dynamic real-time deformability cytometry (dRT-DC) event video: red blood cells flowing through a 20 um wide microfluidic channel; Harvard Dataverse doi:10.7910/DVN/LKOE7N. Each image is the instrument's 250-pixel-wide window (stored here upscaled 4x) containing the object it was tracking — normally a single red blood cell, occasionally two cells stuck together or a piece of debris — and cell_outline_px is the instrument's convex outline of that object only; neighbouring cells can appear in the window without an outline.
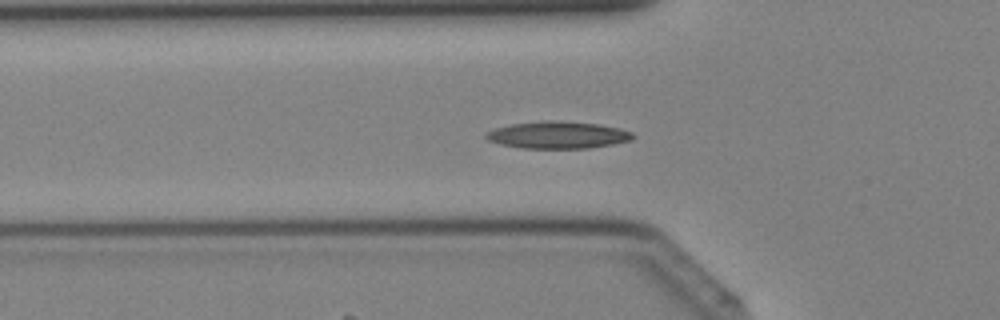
{"species": "Egyptian fruit bat (a non-hibernating species)", "species_latin": "Rousettus aegyptiacus", "temperature_condition": "cold", "stored_images_in_passage": 40, "camera_frame_rate_fps": 3000, "um_per_image_px": 0.085, "animal": {"sex": "female"}, "frame": {"image": 1, "passage_image": 13, "time_ms": 4.0, "image_size_px": [1000, 320], "cell_outline_px": [[636, 136], [632, 140], [612, 144], [588, 148], [524, 148], [500, 144], [488, 140], [484, 136], [488, 132], [496, 128], [512, 124], [544, 120], [560, 120], [600, 124], [620, 128], [632, 132]], "centroid_in_image_um": [47.46, 11.46], "position_along_channel_um": 78.3, "area_um2": 23.24}}
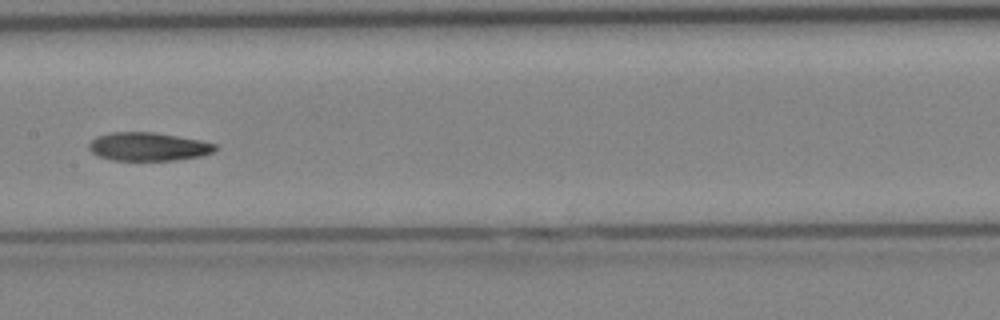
{"frame": {"image": 2, "passage_image": 20, "time_ms": 6.333, "image_size_px": [1000, 320], "cell_outline_px": [[216, 148], [212, 152], [200, 156], [176, 160], [112, 160], [96, 156], [88, 148], [88, 144], [96, 136], [112, 132], [152, 132], [176, 136], [216, 144]], "centroid_in_image_um": [12.53, 12.47], "position_along_channel_um": 194.9, "area_um2": 20.69}}
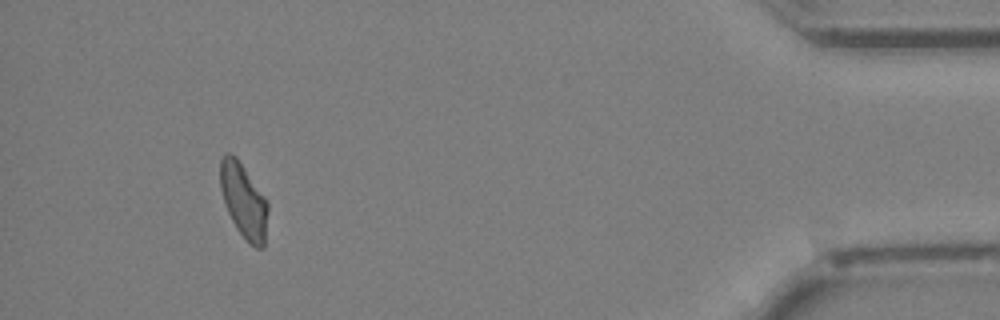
{"frame": {"image": 3, "passage_image": 37, "time_ms": 12.0, "image_size_px": [1000, 320], "cell_outline_px": [[268, 212], [264, 248], [256, 248], [248, 244], [236, 228], [228, 212], [220, 188], [220, 160], [224, 152], [232, 152], [236, 156], [268, 200]], "centroid_in_image_um": [20.72, 17.05], "position_along_channel_um": 414.5, "area_um2": 21.04}}